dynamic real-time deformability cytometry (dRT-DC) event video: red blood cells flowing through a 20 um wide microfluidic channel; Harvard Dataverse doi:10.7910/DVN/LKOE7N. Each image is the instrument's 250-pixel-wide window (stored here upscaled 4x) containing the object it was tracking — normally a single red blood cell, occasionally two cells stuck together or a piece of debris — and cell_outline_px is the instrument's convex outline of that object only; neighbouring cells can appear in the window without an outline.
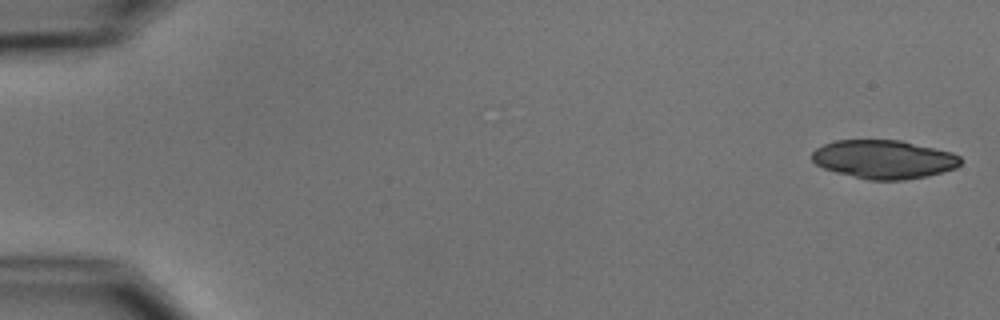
{"species": "common noctule bat (a hibernating species)", "species_latin": "Nyctalus noctula", "temperature_condition": "cold", "stored_images_in_passage": 5, "camera_frame_rate_fps": 3000, "um_per_image_px": 0.085, "animal": {"sex": "male", "body_mass_g": 15.6}, "frame": {"image": 1, "passage_image": 1, "time_ms": 0.0, "image_size_px": [1000, 320], "cell_outline_px": [[964, 160], [956, 168], [928, 176], [904, 180], [868, 180], [836, 172], [824, 168], [816, 164], [812, 160], [812, 152], [816, 148], [824, 144], [836, 140], [900, 140], [952, 152], [960, 156]], "centroid_in_image_um": [75.15, 13.54], "position_along_channel_um": 9.8, "area_um2": 33.52}}